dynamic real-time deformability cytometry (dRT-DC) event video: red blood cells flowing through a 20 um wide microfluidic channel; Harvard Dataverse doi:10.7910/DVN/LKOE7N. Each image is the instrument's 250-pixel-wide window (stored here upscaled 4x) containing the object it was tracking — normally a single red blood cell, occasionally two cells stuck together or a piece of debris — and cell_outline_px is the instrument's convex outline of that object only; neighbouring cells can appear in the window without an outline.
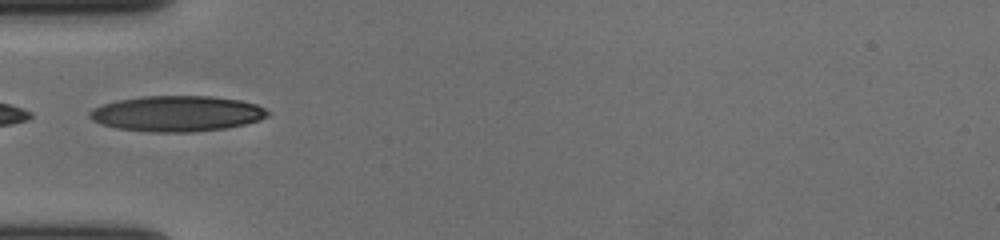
{"species": "human", "species_latin": "Homo sapiens", "temperature_condition": "cold", "stored_images_in_passage": 38, "camera_frame_rate_fps": 3000, "um_per_image_px": 0.085, "donor": {"sex": "female"}, "frame": {"image": 1, "passage_image": 1, "time_ms": 0.0, "image_size_px": [1000, 240], "cell_outline_px": [[268, 116], [260, 120], [244, 124], [224, 128], [192, 132], [152, 132], [116, 128], [100, 124], [92, 120], [88, 116], [88, 112], [92, 108], [100, 104], [116, 100], [140, 96], [212, 96], [240, 100], [256, 104], [264, 108], [268, 112]], "centroid_in_image_um": [14.98, 9.65], "position_along_channel_um": 70.0, "area_um2": 37.22}}
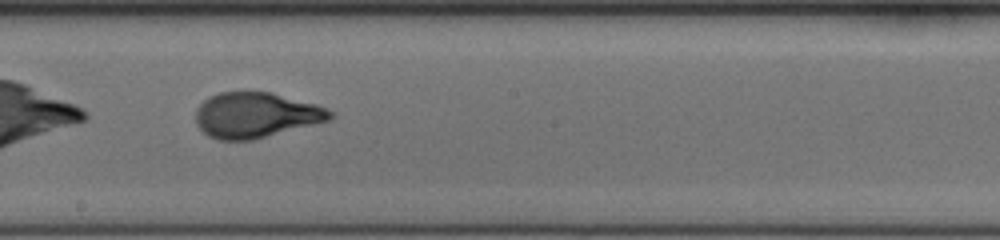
{"frame": {"image": 2, "passage_image": 14, "time_ms": 4.333, "image_size_px": [1000, 240], "cell_outline_px": [[336, 116], [328, 120], [252, 140], [220, 140], [208, 136], [196, 124], [196, 108], [208, 96], [220, 92], [272, 92], [316, 104], [328, 108], [336, 112]], "centroid_in_image_um": [21.75, 9.77], "position_along_channel_um": 226.4, "area_um2": 35.55}}
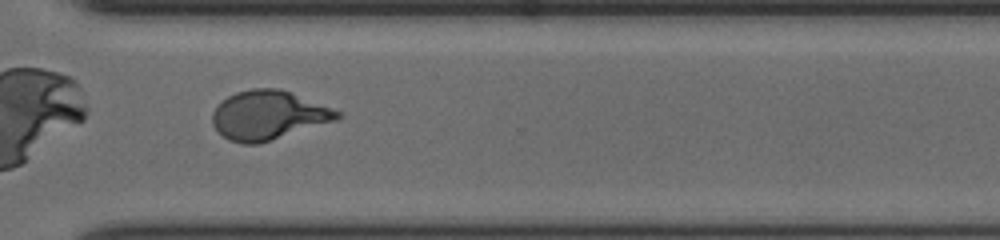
{"frame": {"image": 3, "passage_image": 24, "time_ms": 7.667, "image_size_px": [1000, 240], "cell_outline_px": [[344, 116], [336, 120], [272, 140], [256, 144], [240, 144], [228, 140], [212, 124], [212, 112], [216, 104], [220, 100], [236, 92], [252, 88], [280, 88], [292, 92], [344, 112]], "centroid_in_image_um": [22.82, 9.78], "position_along_channel_um": 347.8, "area_um2": 36.07}, "authors_computed_cell_mechanics": {"area_um2": 35.4025, "velocity_mm_per_s": 3.6315, "shape_relaxation_time_tau1_ms": 3.9777, "shape_relaxation_time_tau2_ms": null, "deformation_change_tau1": 0.2021, "deformation_change_tau2": null}}